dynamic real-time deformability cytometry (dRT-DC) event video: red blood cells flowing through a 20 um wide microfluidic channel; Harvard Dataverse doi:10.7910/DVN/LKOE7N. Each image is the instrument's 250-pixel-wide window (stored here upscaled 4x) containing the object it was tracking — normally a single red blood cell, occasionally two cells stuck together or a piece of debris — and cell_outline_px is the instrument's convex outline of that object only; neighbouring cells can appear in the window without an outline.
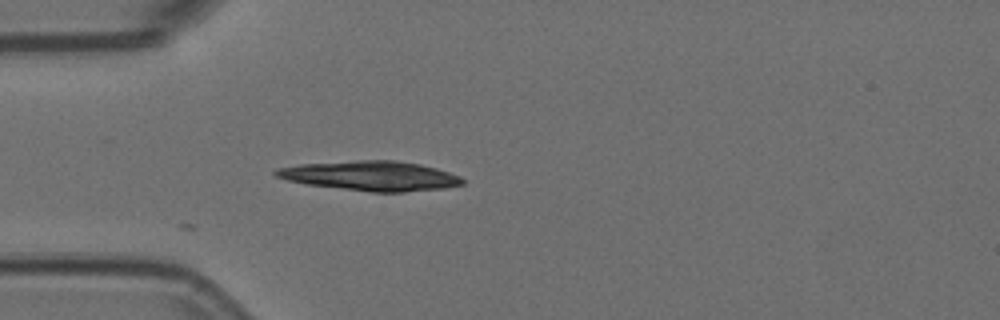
{"species": "Egyptian fruit bat (a non-hibernating species)", "species_latin": "Rousettus aegyptiacus", "temperature_condition": "room temperature", "stored_images_in_passage": 5, "camera_frame_rate_fps": 3000, "um_per_image_px": 0.085, "animal": {"sex": "female"}, "frame": {"image": 1, "passage_image": 5, "time_ms": 1.333, "image_size_px": [1000, 320], "cell_outline_px": [[464, 184], [444, 188], [404, 192], [372, 192], [304, 184], [288, 180], [276, 176], [272, 172], [276, 168], [300, 164], [356, 160], [396, 160], [420, 164], [436, 168], [460, 176], [464, 180]], "centroid_in_image_um": [31.5, 14.94], "position_along_channel_um": 53.5, "area_um2": 32.31}}